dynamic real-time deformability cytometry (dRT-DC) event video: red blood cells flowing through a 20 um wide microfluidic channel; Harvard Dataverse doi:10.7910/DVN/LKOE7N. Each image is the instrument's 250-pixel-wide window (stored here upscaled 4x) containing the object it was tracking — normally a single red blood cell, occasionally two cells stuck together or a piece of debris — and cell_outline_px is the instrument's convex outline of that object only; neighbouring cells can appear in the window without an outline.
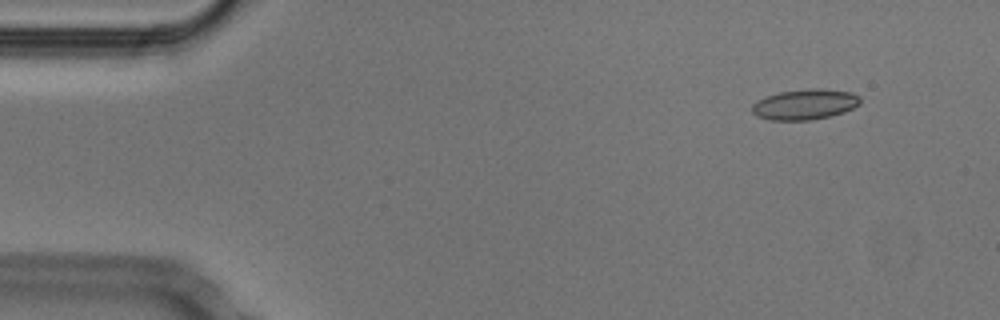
{"species": "Egyptian fruit bat (a non-hibernating species)", "species_latin": "Rousettus aegyptiacus", "temperature_condition": "cold", "stored_images_in_passage": 50, "camera_frame_rate_fps": 3000, "um_per_image_px": 0.085, "animal": {"sex": "male"}, "frame": {"image": 1, "passage_image": 3, "time_ms": 0.667, "image_size_px": [1000, 320], "cell_outline_px": [[860, 104], [844, 112], [832, 116], [812, 120], [768, 120], [756, 116], [752, 112], [752, 104], [756, 100], [780, 92], [808, 88], [820, 88], [852, 92], [860, 96]], "centroid_in_image_um": [68.42, 8.87], "position_along_channel_um": 16.6, "area_um2": 19.42}}
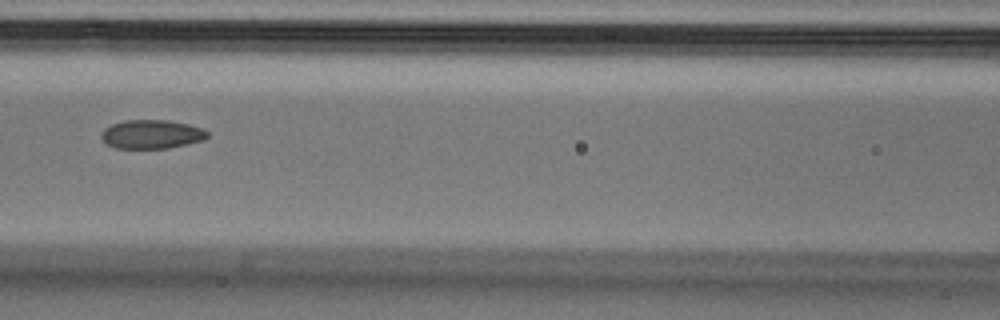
{"frame": {"image": 2, "passage_image": 21, "time_ms": 6.667, "image_size_px": [1000, 320], "cell_outline_px": [[208, 136], [204, 140], [168, 148], [116, 148], [108, 144], [100, 136], [104, 128], [112, 124], [124, 120], [168, 120], [188, 124], [200, 128], [208, 132]], "centroid_in_image_um": [12.88, 11.4], "position_along_channel_um": 153.7, "area_um2": 17.69}}
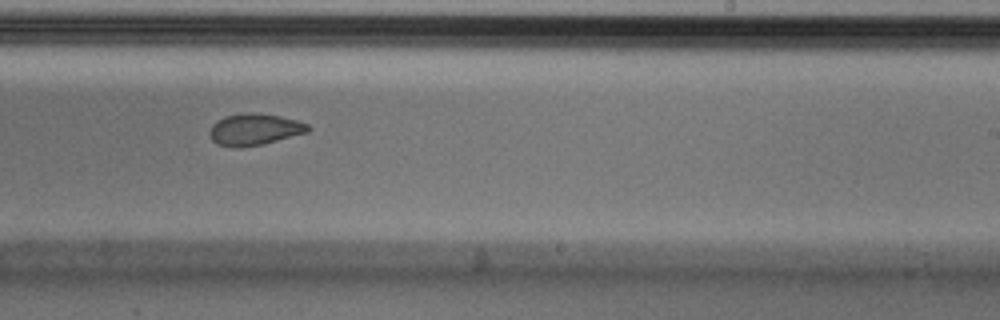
{"frame": {"image": 3, "passage_image": 30, "time_ms": 9.667, "image_size_px": [1000, 320], "cell_outline_px": [[312, 128], [308, 132], [264, 144], [236, 148], [232, 148], [216, 144], [208, 136], [208, 132], [212, 124], [216, 120], [224, 116], [248, 112], [252, 112], [280, 116], [296, 120], [308, 124]], "centroid_in_image_um": [21.59, 11.01], "position_along_channel_um": 267.4, "area_um2": 18.44}, "authors_computed_cell_mechanics": {"area_um2": 18.7272, "velocity_mm_per_s": 3.7958, "shape_relaxation_time_tau1_ms": 7.8388, "shape_relaxation_time_tau2_ms": 2.7037, "deformation_change_tau1": 0.1288, "deformation_change_tau2": 0.0645}}